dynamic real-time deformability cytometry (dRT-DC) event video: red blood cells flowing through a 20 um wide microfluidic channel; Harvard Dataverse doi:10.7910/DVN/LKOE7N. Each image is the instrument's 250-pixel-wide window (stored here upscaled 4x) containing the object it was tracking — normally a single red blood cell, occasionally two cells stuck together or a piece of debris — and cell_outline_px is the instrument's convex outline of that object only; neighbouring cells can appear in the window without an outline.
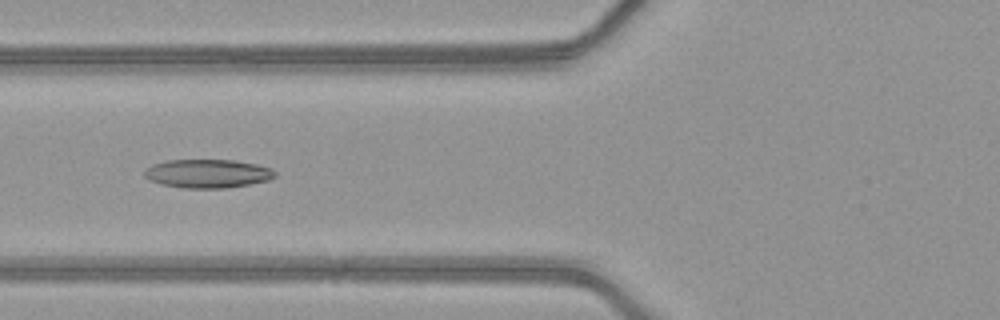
{"species": "common noctule bat (a hibernating species)", "species_latin": "Nyctalus noctula", "temperature_condition": "warm", "stored_images_in_passage": 51, "camera_frame_rate_fps": 3000, "um_per_image_px": 0.085, "animal": {"sex": "female", "body_mass_g": 21.9}, "frame": {"image": 1, "passage_image": 22, "time_ms": 7.0, "image_size_px": [1000, 320], "cell_outline_px": [[276, 176], [268, 180], [228, 188], [184, 188], [160, 184], [148, 180], [144, 176], [144, 168], [152, 164], [168, 160], [232, 160], [256, 164], [272, 168], [276, 172]], "centroid_in_image_um": [17.61, 14.75], "position_along_channel_um": 108.2, "area_um2": 21.91}}
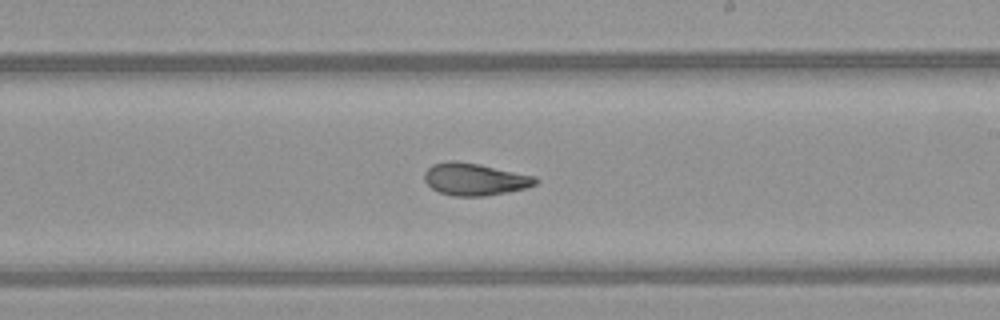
{"frame": {"image": 2, "passage_image": 32, "time_ms": 10.333, "image_size_px": [1000, 320], "cell_outline_px": [[540, 180], [536, 184], [524, 188], [484, 196], [452, 196], [440, 192], [432, 188], [424, 180], [424, 172], [432, 164], [448, 160], [456, 160], [480, 164], [536, 176]], "centroid_in_image_um": [40.34, 15.22], "position_along_channel_um": 248.7, "area_um2": 20.92}}
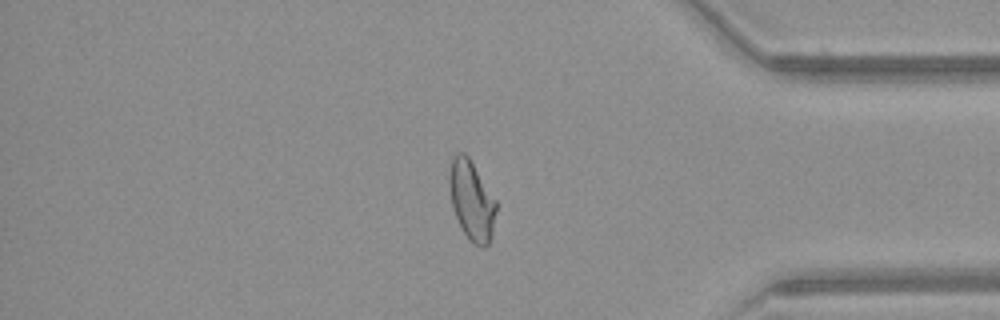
{"frame": {"image": 3, "passage_image": 44, "time_ms": 14.333, "image_size_px": [1000, 320], "cell_outline_px": [[496, 212], [492, 236], [488, 244], [484, 248], [480, 248], [472, 244], [468, 240], [452, 208], [448, 184], [448, 176], [452, 160], [456, 152], [464, 152], [468, 156], [496, 200]], "centroid_in_image_um": [40.08, 17.06], "position_along_channel_um": 395.1, "area_um2": 21.85}, "authors_computed_cell_mechanics": {"area_um2": 21.9062, "velocity_mm_per_s": 4.1961, "shape_relaxation_time_tau1_ms": 8.9468, "shape_relaxation_time_tau2_ms": 1.9825, "deformation_change_tau1": 0.2251, "deformation_change_tau2": 0.089}}